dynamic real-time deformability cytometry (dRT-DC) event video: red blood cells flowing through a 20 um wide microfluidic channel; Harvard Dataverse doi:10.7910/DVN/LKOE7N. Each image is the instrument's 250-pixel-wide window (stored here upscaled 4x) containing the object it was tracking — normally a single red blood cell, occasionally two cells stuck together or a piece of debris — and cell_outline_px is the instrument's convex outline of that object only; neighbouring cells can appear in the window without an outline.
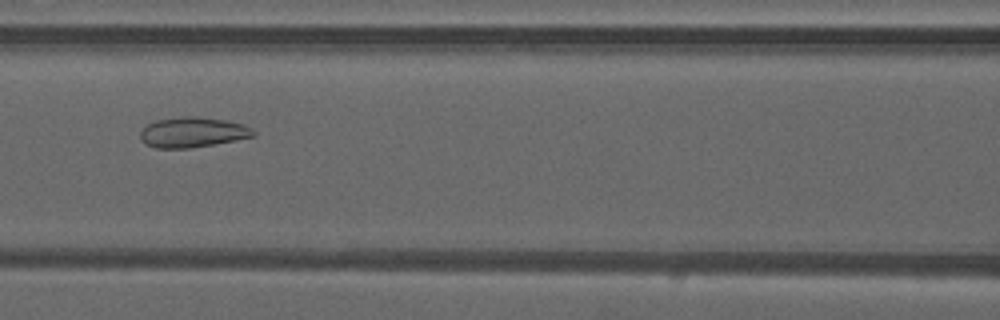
{"species": "common noctule bat (a hibernating species)", "species_latin": "Nyctalus noctula", "temperature_condition": "warm", "stored_images_in_passage": 36, "camera_frame_rate_fps": 3000, "um_per_image_px": 0.085, "animal": {"sex": "male", "forearm_length_mm": 52.5}, "frame": {"image": 1, "passage_image": 9, "time_ms": 2.667, "image_size_px": [1000, 320], "cell_outline_px": [[256, 136], [236, 140], [192, 148], [156, 148], [144, 144], [140, 140], [140, 132], [144, 124], [156, 120], [188, 116], [192, 116], [224, 120], [244, 124], [252, 128], [256, 132]], "centroid_in_image_um": [16.35, 11.25], "position_along_channel_um": 150.2, "area_um2": 20.11}}
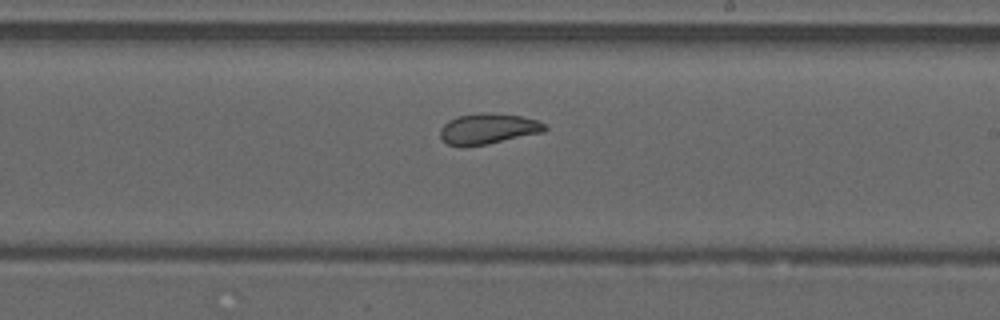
{"frame": {"image": 2, "passage_image": 16, "time_ms": 5.0, "image_size_px": [1000, 320], "cell_outline_px": [[548, 128], [544, 132], [484, 144], [448, 144], [440, 136], [440, 128], [448, 120], [456, 116], [520, 116], [536, 120], [544, 124]], "centroid_in_image_um": [41.5, 10.97], "position_along_channel_um": 247.5, "area_um2": 17.17}}
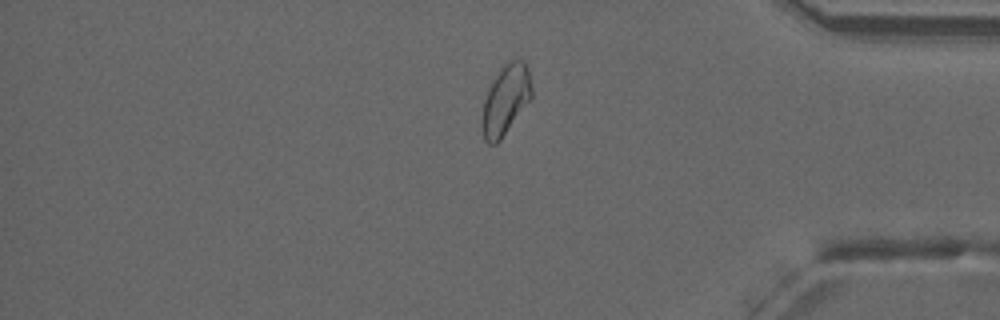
{"frame": {"image": 3, "passage_image": 28, "time_ms": 9.0, "image_size_px": [1000, 320], "cell_outline_px": [[532, 96], [500, 140], [496, 144], [488, 144], [484, 140], [480, 124], [480, 120], [484, 100], [492, 80], [500, 68], [504, 64], [512, 60], [524, 60], [528, 68], [532, 88]], "centroid_in_image_um": [42.94, 8.49], "position_along_channel_um": 392.3, "area_um2": 20.17}, "authors_computed_cell_mechanics": {"area_um2": 19.941, "velocity_mm_per_s": 4.1937, "shape_relaxation_time_tau1_ms": null, "shape_relaxation_time_tau2_ms": 0.9901, "deformation_change_tau1": null, "deformation_change_tau2": 0.0722}}